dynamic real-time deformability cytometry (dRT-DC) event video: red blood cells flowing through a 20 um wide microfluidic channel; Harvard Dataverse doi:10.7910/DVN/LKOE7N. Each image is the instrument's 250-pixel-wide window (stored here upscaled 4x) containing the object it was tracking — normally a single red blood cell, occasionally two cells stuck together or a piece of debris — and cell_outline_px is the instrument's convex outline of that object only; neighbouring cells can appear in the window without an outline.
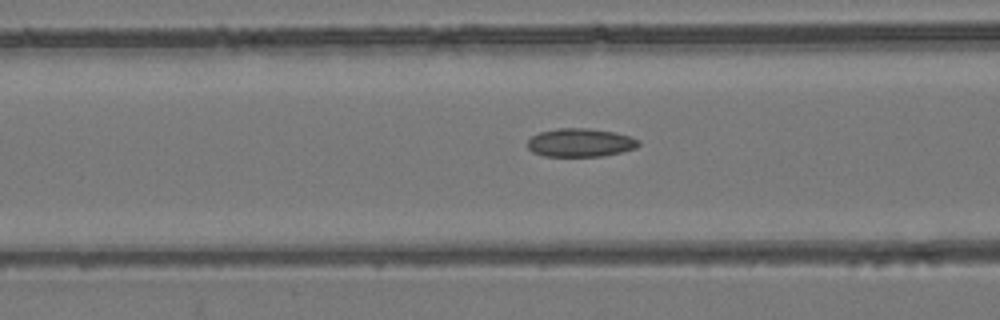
{"species": "common noctule bat (a hibernating species)", "species_latin": "Nyctalus noctula", "temperature_condition": "room temperature", "stored_images_in_passage": 36, "camera_frame_rate_fps": 3000, "um_per_image_px": 0.085, "animal": {"sex": "female", "body_mass_g": 24.6, "forearm_length_mm": 56.2}, "frame": {"image": 1, "passage_image": 14, "time_ms": 4.333, "image_size_px": [1000, 320], "cell_outline_px": [[640, 144], [636, 148], [604, 156], [544, 156], [532, 152], [528, 148], [528, 140], [532, 136], [540, 132], [556, 128], [588, 128], [616, 132], [640, 140]], "centroid_in_image_um": [49.33, 12.12], "position_along_channel_um": 117.3, "area_um2": 18.44}}
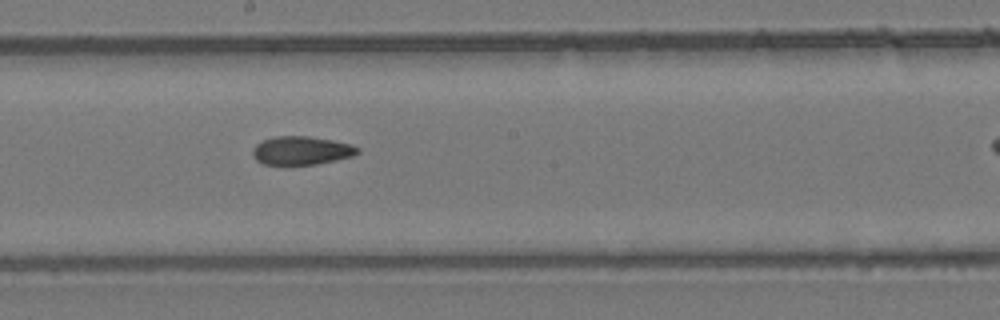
{"frame": {"image": 2, "passage_image": 22, "time_ms": 7.0, "image_size_px": [1000, 320], "cell_outline_px": [[360, 152], [352, 156], [336, 160], [316, 164], [264, 164], [256, 160], [252, 156], [252, 148], [256, 144], [272, 136], [308, 136], [332, 140], [352, 144], [360, 148]], "centroid_in_image_um": [25.62, 12.78], "position_along_channel_um": 222.6, "area_um2": 17.46}}
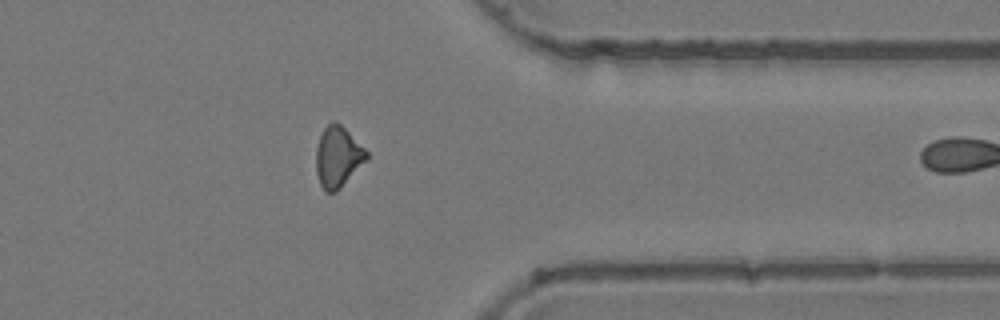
{"frame": {"image": 3, "passage_image": 35, "time_ms": 11.333, "image_size_px": [1000, 320], "cell_outline_px": [[368, 160], [336, 192], [324, 192], [320, 184], [316, 172], [316, 148], [320, 136], [324, 128], [332, 120], [336, 120], [368, 152]], "centroid_in_image_um": [28.71, 13.35], "position_along_channel_um": 382.7, "area_um2": 17.92}}